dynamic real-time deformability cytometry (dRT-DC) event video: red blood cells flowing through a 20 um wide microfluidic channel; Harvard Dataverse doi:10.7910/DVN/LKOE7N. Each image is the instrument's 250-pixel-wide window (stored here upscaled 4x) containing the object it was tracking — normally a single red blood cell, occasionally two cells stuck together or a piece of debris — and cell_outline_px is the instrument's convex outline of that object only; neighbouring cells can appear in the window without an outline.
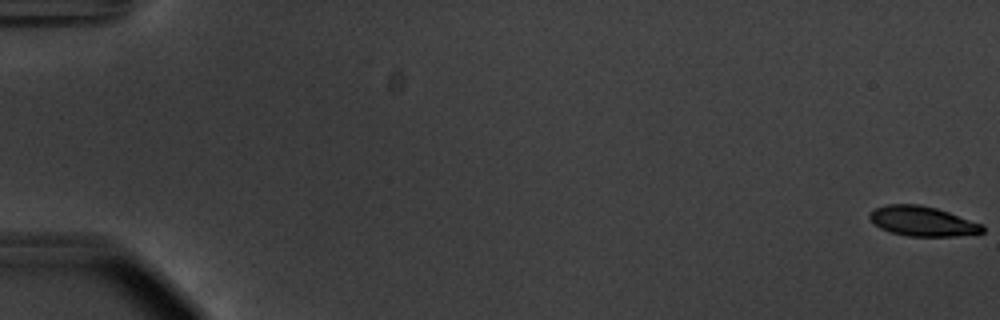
{"species": "common noctule bat (a hibernating species)", "species_latin": "Nyctalus noctula", "temperature_condition": "warm", "stored_images_in_passage": 56, "camera_frame_rate_fps": 3000, "um_per_image_px": 0.085, "animal": {"sex": "male", "body_mass_g": 20.1, "forearm_length_mm": 53.5}, "frame": {"image": 1, "passage_image": 1, "time_ms": 0.0, "image_size_px": [1000, 320], "cell_outline_px": [[984, 232], [956, 236], [908, 236], [892, 232], [880, 228], [868, 216], [876, 208], [888, 204], [920, 204], [936, 208], [984, 224]], "centroid_in_image_um": [78.45, 18.8], "position_along_channel_um": 6.5, "area_um2": 19.42}}
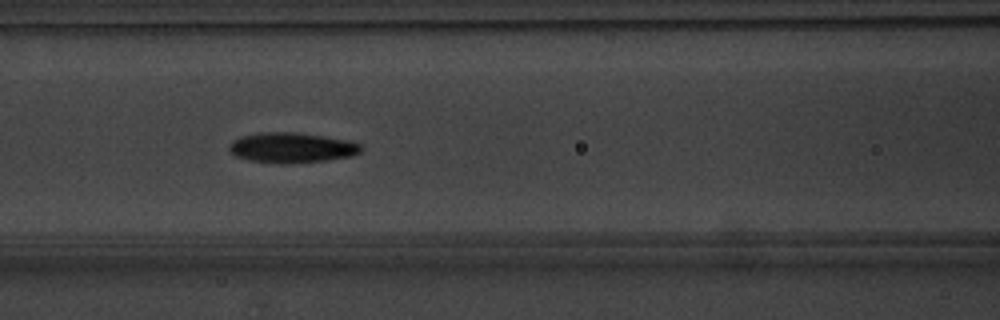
{"frame": {"image": 2, "passage_image": 26, "time_ms": 8.333, "image_size_px": [1000, 320], "cell_outline_px": [[364, 148], [360, 152], [352, 156], [328, 160], [284, 164], [276, 164], [248, 160], [236, 156], [228, 148], [232, 140], [240, 136], [260, 132], [296, 132], [324, 136], [348, 140], [360, 144]], "centroid_in_image_um": [24.8, 12.55], "position_along_channel_um": 141.8, "area_um2": 23.47}}
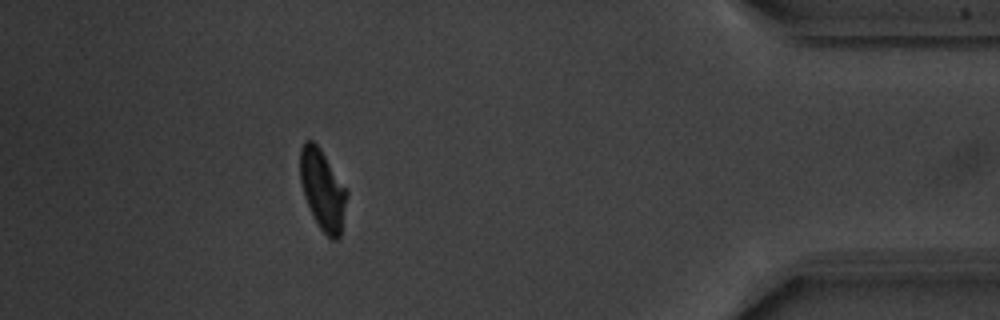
{"frame": {"image": 3, "passage_image": 51, "time_ms": 16.667, "image_size_px": [1000, 320], "cell_outline_px": [[348, 192], [340, 236], [336, 240], [332, 240], [320, 228], [312, 216], [304, 196], [300, 180], [300, 148], [304, 140], [312, 140], [320, 148]], "centroid_in_image_um": [27.4, 16.12], "position_along_channel_um": 407.8, "area_um2": 21.68}, "authors_computed_cell_mechanics": {"area_um2": 21.7039, "velocity_mm_per_s": 3.7144, "shape_relaxation_time_tau1_ms": 2.4354, "shape_relaxation_time_tau2_ms": 2.4851, "deformation_change_tau1": 0.1514, "deformation_change_tau2": 0.088}}